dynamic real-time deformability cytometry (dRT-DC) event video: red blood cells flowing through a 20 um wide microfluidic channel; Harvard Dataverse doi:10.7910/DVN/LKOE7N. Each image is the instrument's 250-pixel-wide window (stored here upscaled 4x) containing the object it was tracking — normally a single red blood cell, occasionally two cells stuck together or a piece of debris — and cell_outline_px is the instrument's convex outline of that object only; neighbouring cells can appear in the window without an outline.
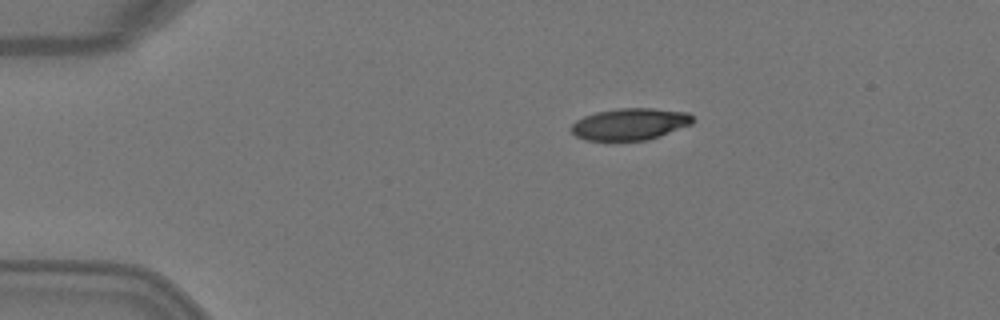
{"species": "Egyptian fruit bat (a non-hibernating species)", "species_latin": "Rousettus aegyptiacus", "temperature_condition": "warm", "stored_images_in_passage": 2, "camera_frame_rate_fps": 3000, "um_per_image_px": 0.085, "animal": {"sex": "female"}, "frame": {"image": 1, "passage_image": 1, "time_ms": 0.0, "image_size_px": [1000, 320], "cell_outline_px": [[696, 120], [692, 124], [660, 136], [648, 140], [584, 140], [576, 136], [572, 132], [572, 124], [576, 120], [584, 116], [596, 112], [620, 108], [652, 108], [688, 112]], "centroid_in_image_um": [53.58, 10.54], "position_along_channel_um": 31.4, "area_um2": 22.54}}